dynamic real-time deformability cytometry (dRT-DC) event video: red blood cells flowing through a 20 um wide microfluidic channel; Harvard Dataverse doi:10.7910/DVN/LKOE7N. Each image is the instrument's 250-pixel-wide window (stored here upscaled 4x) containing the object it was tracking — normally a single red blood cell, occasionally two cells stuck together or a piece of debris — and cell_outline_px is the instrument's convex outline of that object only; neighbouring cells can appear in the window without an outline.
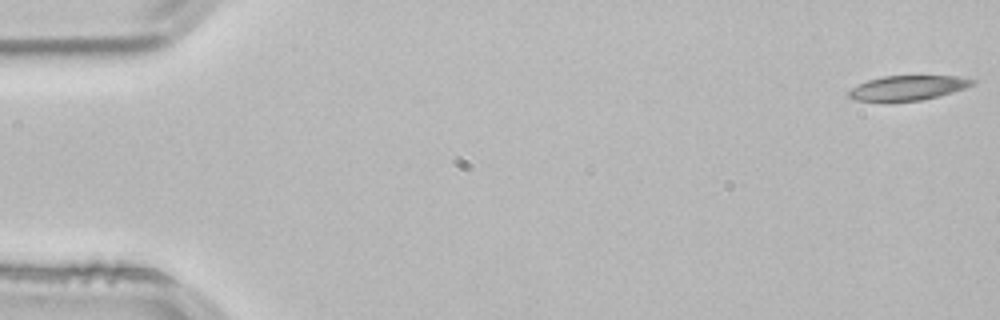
{"species": "common noctule bat (a hibernating species)", "species_latin": "Nyctalus noctula", "temperature_condition": "room temperature", "stored_images_in_passage": 53, "camera_frame_rate_fps": 3000, "um_per_image_px": 0.085, "animal": {"sex": "male", "body_mass_g": 21.5, "forearm_length_mm": 52.0}, "frame": {"image": 1, "passage_image": 1, "time_ms": 0.0, "image_size_px": [1000, 320], "cell_outline_px": [[976, 84], [940, 96], [920, 100], [888, 104], [852, 100], [848, 96], [848, 92], [852, 88], [868, 80], [884, 76], [956, 76], [976, 80]], "centroid_in_image_um": [77.11, 7.51], "position_along_channel_um": 7.9, "area_um2": 18.38}}
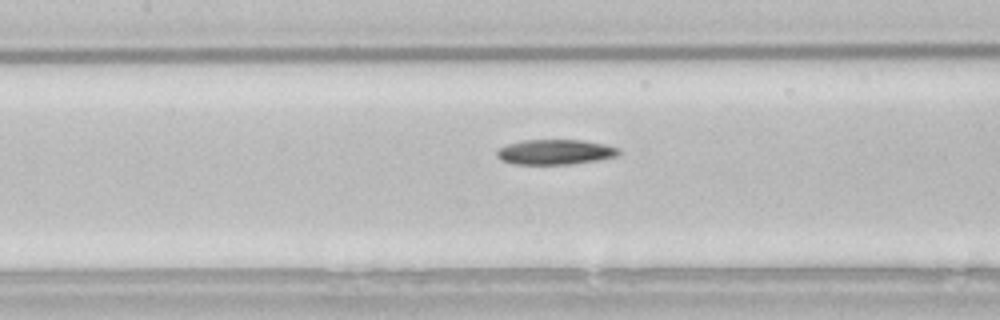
{"frame": {"image": 2, "passage_image": 24, "time_ms": 7.667, "image_size_px": [1000, 320], "cell_outline_px": [[620, 152], [616, 156], [596, 160], [572, 164], [512, 164], [500, 160], [496, 156], [496, 152], [500, 148], [508, 144], [524, 140], [584, 140], [604, 144], [620, 148]], "centroid_in_image_um": [47.17, 12.92], "position_along_channel_um": 160.2, "area_um2": 17.8}}
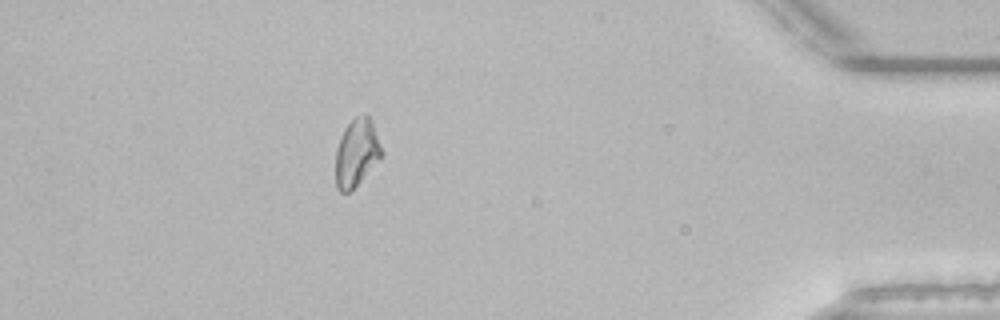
{"frame": {"image": 3, "passage_image": 47, "time_ms": 15.333, "image_size_px": [1000, 320], "cell_outline_px": [[384, 152], [360, 180], [348, 192], [340, 192], [336, 188], [336, 148], [340, 136], [344, 128], [356, 116], [364, 112], [372, 120]], "centroid_in_image_um": [30.3, 12.92], "position_along_channel_um": 404.9, "area_um2": 17.92}}